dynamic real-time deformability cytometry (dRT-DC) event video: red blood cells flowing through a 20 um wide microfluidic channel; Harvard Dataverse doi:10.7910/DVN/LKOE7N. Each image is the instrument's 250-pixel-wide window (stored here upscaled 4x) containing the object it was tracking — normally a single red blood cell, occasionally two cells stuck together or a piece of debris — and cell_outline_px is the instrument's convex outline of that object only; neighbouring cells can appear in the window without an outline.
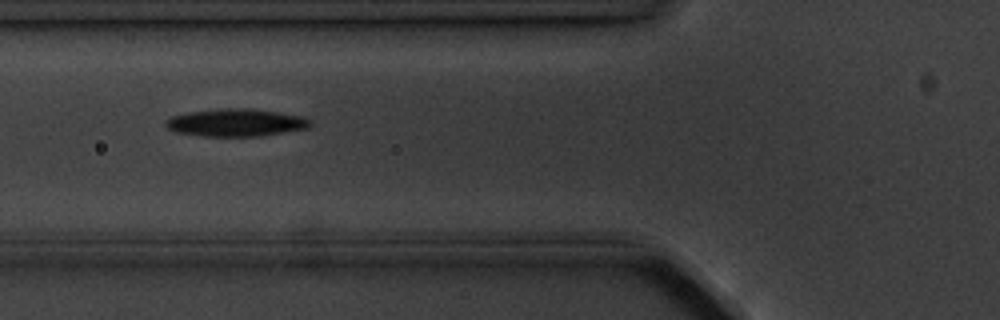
{"species": "common noctule bat (a hibernating species)", "species_latin": "Nyctalus noctula", "temperature_condition": "cold", "stored_images_in_passage": 14, "camera_frame_rate_fps": 3000, "um_per_image_px": 0.085, "animal": {"sex": "male", "body_mass_g": 20.1, "forearm_length_mm": 53.5}, "frame": {"image": 1, "passage_image": 5, "time_ms": 5.333, "image_size_px": [1000, 320], "cell_outline_px": [[312, 124], [308, 128], [284, 132], [256, 136], [204, 136], [176, 132], [168, 128], [164, 124], [164, 120], [172, 116], [188, 112], [220, 108], [252, 108], [304, 116], [312, 120]], "centroid_in_image_um": [20.06, 10.41], "position_along_channel_um": 105.7, "area_um2": 23.35}, "authors_computed_cell_mechanics": {"area_um2": 21.1548, "velocity_mm_per_s": 3.5838, "shape_relaxation_time_tau1_ms": 10.5001, "shape_relaxation_time_tau2_ms": null, "deformation_change_tau1": 0.123, "deformation_change_tau2": null}}